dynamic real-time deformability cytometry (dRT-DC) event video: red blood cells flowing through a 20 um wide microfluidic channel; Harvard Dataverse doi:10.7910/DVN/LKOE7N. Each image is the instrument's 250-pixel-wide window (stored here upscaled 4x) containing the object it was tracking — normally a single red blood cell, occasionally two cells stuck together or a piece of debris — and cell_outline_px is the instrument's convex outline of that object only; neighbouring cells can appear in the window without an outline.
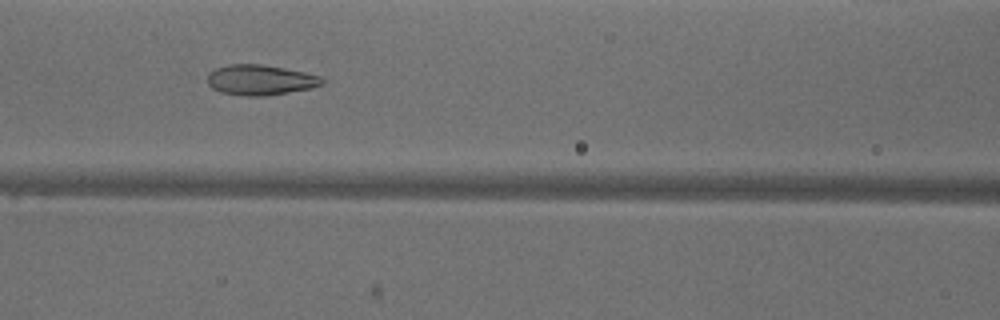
{"species": "common noctule bat (a hibernating species)", "species_latin": "Nyctalus noctula", "temperature_condition": "warm", "stored_images_in_passage": 50, "camera_frame_rate_fps": 3000, "um_per_image_px": 0.085, "animal": {"sex": "male", "body_mass_g": 18.8}, "frame": {"image": 1, "passage_image": 21, "time_ms": 6.667, "image_size_px": [1000, 320], "cell_outline_px": [[324, 84], [312, 88], [264, 96], [244, 96], [220, 92], [212, 88], [208, 84], [208, 72], [216, 68], [228, 64], [260, 64], [284, 68], [304, 72], [320, 76], [324, 80]], "centroid_in_image_um": [22.11, 6.8], "position_along_channel_um": 144.5, "area_um2": 20.29}}
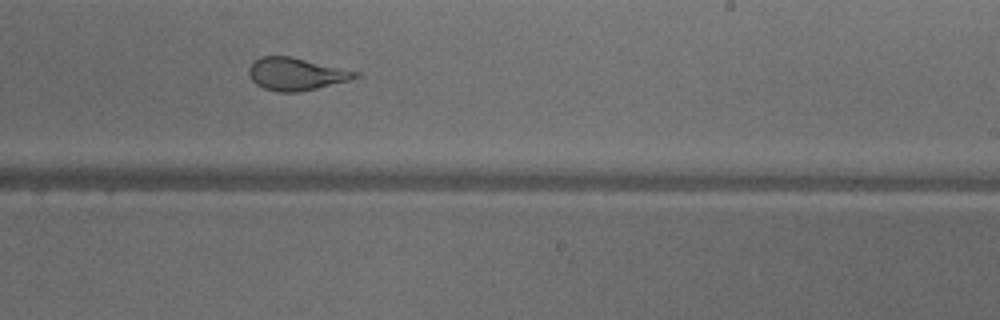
{"frame": {"image": 2, "passage_image": 30, "time_ms": 9.667, "image_size_px": [1000, 320], "cell_outline_px": [[360, 76], [348, 80], [300, 92], [276, 92], [264, 88], [256, 84], [252, 80], [248, 72], [248, 68], [260, 56], [292, 56], [360, 72]], "centroid_in_image_um": [25.16, 6.28], "position_along_channel_um": 263.8, "area_um2": 20.11}}
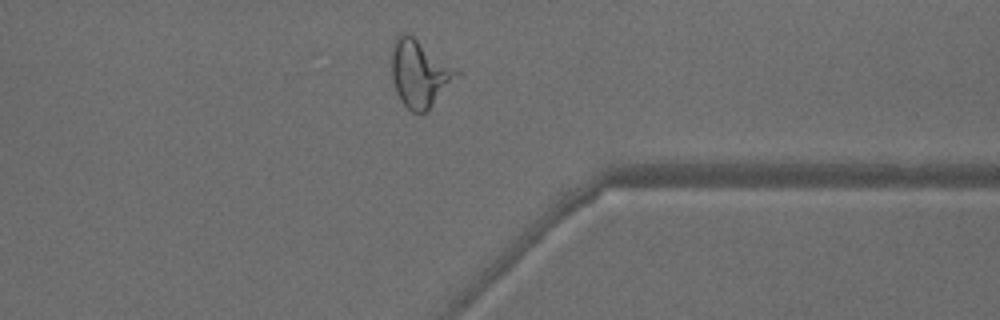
{"frame": {"image": 3, "passage_image": 39, "time_ms": 12.667, "image_size_px": [1000, 320], "cell_outline_px": [[460, 72], [428, 112], [412, 112], [400, 100], [396, 92], [392, 80], [392, 48], [396, 36], [400, 32], [408, 32]], "centroid_in_image_um": [35.62, 6.24], "position_along_channel_um": 375.8, "area_um2": 25.09}, "authors_computed_cell_mechanics": {"area_um2": 24.5072, "velocity_mm_per_s": 3.9899, "shape_relaxation_time_tau1_ms": 4.9753, "shape_relaxation_time_tau2_ms": 2.4586, "deformation_change_tau1": 0.1341, "deformation_change_tau2": 0.1088}}